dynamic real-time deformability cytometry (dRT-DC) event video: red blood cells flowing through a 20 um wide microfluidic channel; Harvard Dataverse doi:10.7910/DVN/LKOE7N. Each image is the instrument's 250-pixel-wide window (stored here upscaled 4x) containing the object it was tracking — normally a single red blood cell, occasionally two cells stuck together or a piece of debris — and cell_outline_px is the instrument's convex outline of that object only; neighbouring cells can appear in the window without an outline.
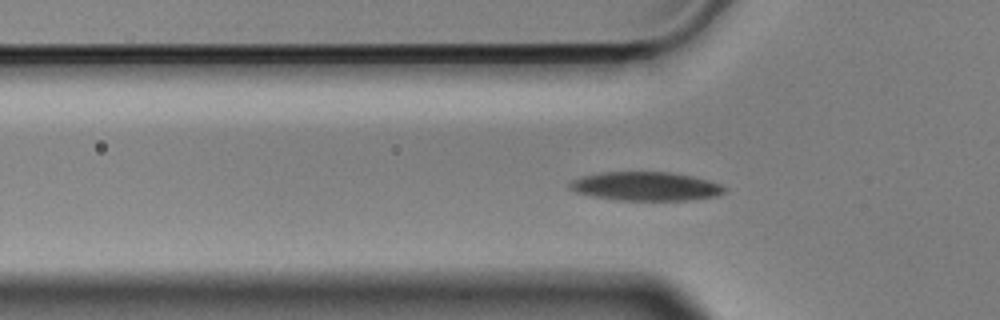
{"species": "Egyptian fruit bat (a non-hibernating species)", "species_latin": "Rousettus aegyptiacus", "temperature_condition": "cold", "stored_images_in_passage": 57, "camera_frame_rate_fps": 3000, "um_per_image_px": 0.085, "animal": {"sex": "male"}, "frame": {"image": 1, "passage_image": 17, "time_ms": 5.333, "image_size_px": [1000, 320], "cell_outline_px": [[728, 192], [716, 196], [688, 200], [616, 200], [592, 196], [576, 192], [568, 188], [568, 184], [572, 180], [584, 176], [604, 172], [672, 172], [692, 176], [708, 180], [720, 184], [728, 188]], "centroid_in_image_um": [54.92, 15.84], "position_along_channel_um": 70.9, "area_um2": 26.07}}
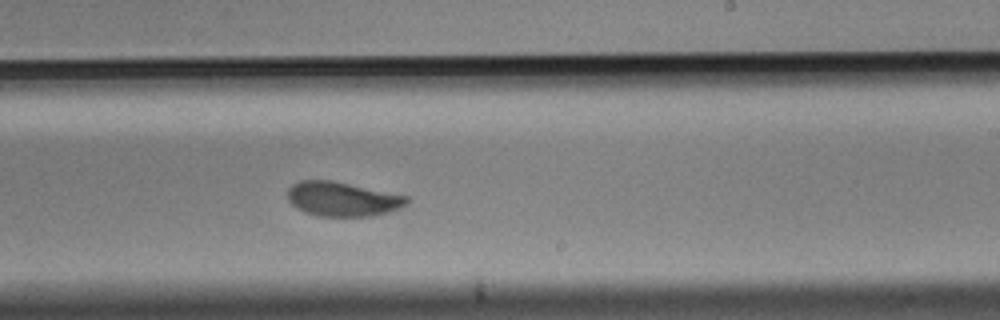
{"frame": {"image": 2, "passage_image": 33, "time_ms": 10.667, "image_size_px": [1000, 320], "cell_outline_px": [[408, 204], [400, 208], [388, 212], [372, 216], [316, 216], [304, 212], [296, 208], [288, 200], [288, 188], [292, 184], [300, 180], [332, 180], [408, 196]], "centroid_in_image_um": [29.09, 16.92], "position_along_channel_um": 259.9, "area_um2": 23.99}}
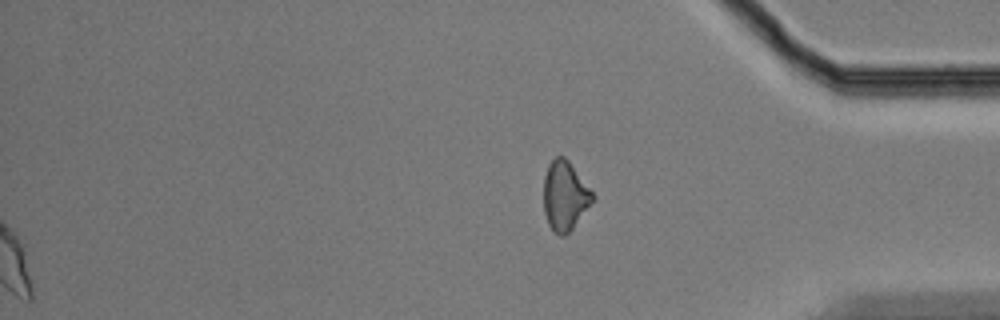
{"frame": {"image": 3, "passage_image": 57, "time_ms": 18.667, "image_size_px": [1000, 320], "cell_outline_px": [[592, 200], [572, 228], [564, 236], [560, 236], [548, 224], [544, 212], [544, 176], [548, 164], [556, 156], [564, 156], [568, 160], [592, 192]], "centroid_in_image_um": [47.96, 16.62], "position_along_channel_um": 387.2, "area_um2": 19.13}, "authors_computed_cell_mechanics": {"area_um2": 24.1604, "velocity_mm_per_s": 3.5319, "shape_relaxation_time_tau1_ms": 3.0998, "shape_relaxation_time_tau2_ms": 1.906, "deformation_change_tau1": 0.1145, "deformation_change_tau2": 0.0578}}